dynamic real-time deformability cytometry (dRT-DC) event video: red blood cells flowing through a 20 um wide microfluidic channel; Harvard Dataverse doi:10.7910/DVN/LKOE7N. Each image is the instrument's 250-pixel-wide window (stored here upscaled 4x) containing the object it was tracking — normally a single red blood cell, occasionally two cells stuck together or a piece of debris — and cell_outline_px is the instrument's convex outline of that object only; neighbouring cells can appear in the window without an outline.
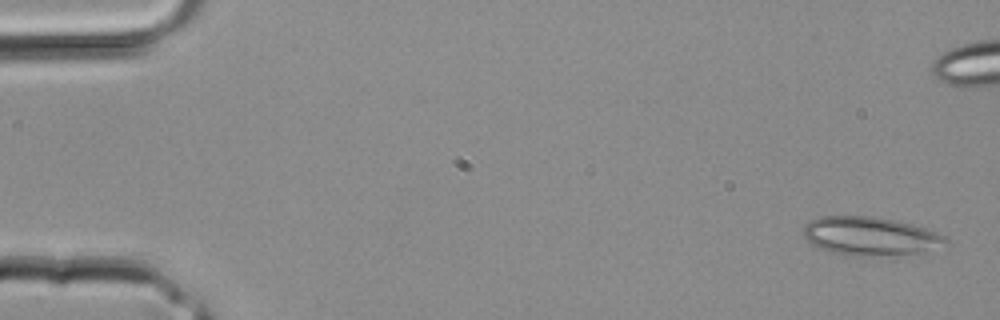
{"species": "common noctule bat (a hibernating species)", "species_latin": "Nyctalus noctula", "temperature_condition": "room temperature", "stored_images_in_passage": 5, "camera_frame_rate_fps": 3000, "um_per_image_px": 0.085, "animal": {"sex": "male", "body_mass_g": 20.4}, "frame": {"image": 1, "passage_image": 1, "time_ms": 0.0, "image_size_px": [1000, 320], "cell_outline_px": [[948, 244], [924, 256], [852, 256], [832, 252], [820, 248], [808, 240], [804, 236], [804, 224], [820, 216], [872, 216], [896, 220], [912, 224], [936, 232], [944, 236], [948, 240]], "centroid_in_image_um": [74.11, 20.11], "position_along_channel_um": 10.9, "area_um2": 32.95}}